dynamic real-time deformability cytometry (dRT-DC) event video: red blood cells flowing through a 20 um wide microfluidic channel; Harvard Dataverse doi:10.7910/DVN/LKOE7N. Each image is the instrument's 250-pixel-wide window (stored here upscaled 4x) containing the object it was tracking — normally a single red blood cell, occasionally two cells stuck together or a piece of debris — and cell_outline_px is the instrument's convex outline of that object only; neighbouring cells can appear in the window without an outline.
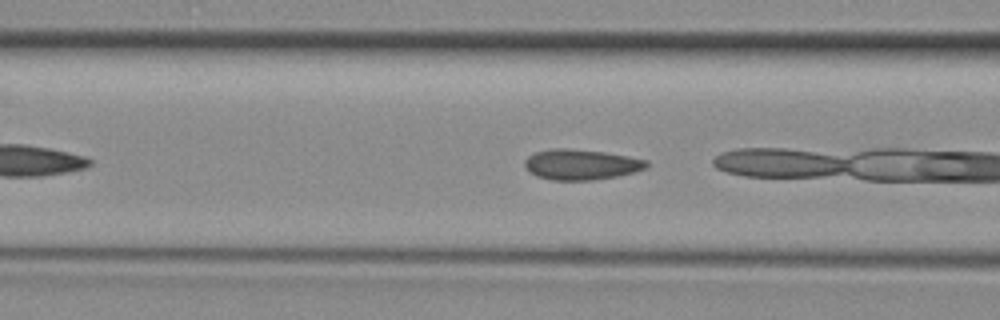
{"species": "common noctule bat (a hibernating species)", "species_latin": "Nyctalus noctula", "temperature_condition": "room temperature", "stored_images_in_passage": 11, "camera_frame_rate_fps": 3000, "um_per_image_px": 0.085, "animal": {"sex": "female", "body_mass_g": 29.2, "forearm_length_mm": 56.3}, "frame": {"image": 1, "passage_image": 10, "time_ms": 3.0, "image_size_px": [1000, 320], "cell_outline_px": [[648, 164], [644, 168], [632, 172], [616, 176], [592, 180], [552, 180], [536, 176], [524, 164], [524, 160], [528, 156], [536, 152], [556, 148], [564, 148], [604, 152], [648, 160]], "centroid_in_image_um": [49.37, 13.98], "position_along_channel_um": 117.2, "area_um2": 21.21}}